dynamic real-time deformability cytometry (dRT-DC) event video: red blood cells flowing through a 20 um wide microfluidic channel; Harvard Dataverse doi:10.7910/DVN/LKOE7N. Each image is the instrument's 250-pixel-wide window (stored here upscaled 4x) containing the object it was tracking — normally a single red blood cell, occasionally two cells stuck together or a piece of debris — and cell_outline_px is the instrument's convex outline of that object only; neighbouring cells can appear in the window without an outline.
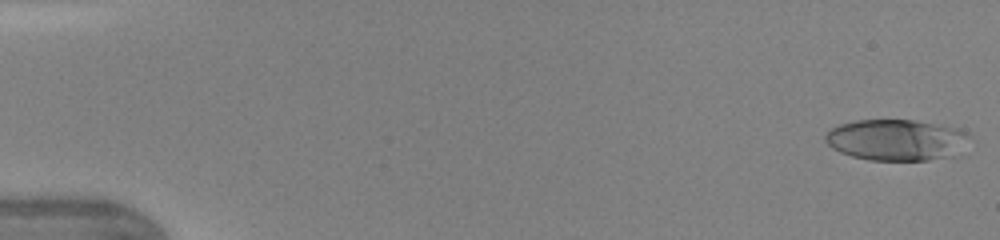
{"species": "human", "species_latin": "Homo sapiens", "temperature_condition": "warm", "stored_images_in_passage": 46, "camera_frame_rate_fps": 3000, "um_per_image_px": 0.085, "donor": {"sex": "female"}, "frame": {"image": 1, "passage_image": 1, "time_ms": 0.0, "image_size_px": [1000, 240], "cell_outline_px": [[972, 136], [944, 156], [928, 160], [868, 160], [852, 156], [840, 152], [832, 148], [824, 140], [824, 136], [832, 128], [840, 124], [856, 120], [916, 120], [960, 128], [968, 132]], "centroid_in_image_um": [76.09, 11.86], "position_along_channel_um": 8.9, "area_um2": 33.93}}
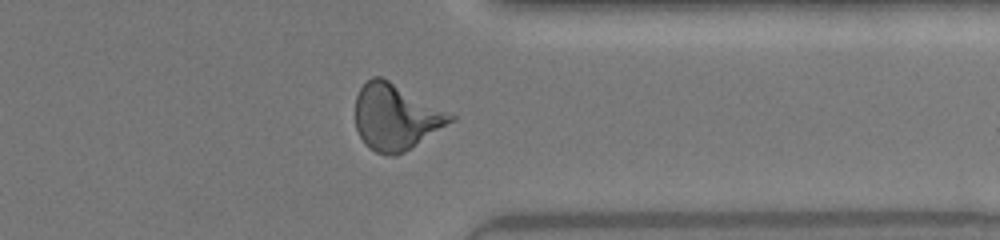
{"frame": {"image": 2, "passage_image": 37, "time_ms": 12.0, "image_size_px": [1000, 240], "cell_outline_px": [[456, 120], [404, 152], [396, 156], [388, 156], [376, 152], [368, 148], [364, 144], [356, 128], [356, 96], [360, 88], [372, 76], [380, 76], [388, 80], [456, 116]], "centroid_in_image_um": [33.63, 9.97], "position_along_channel_um": 377.8, "area_um2": 36.3}}
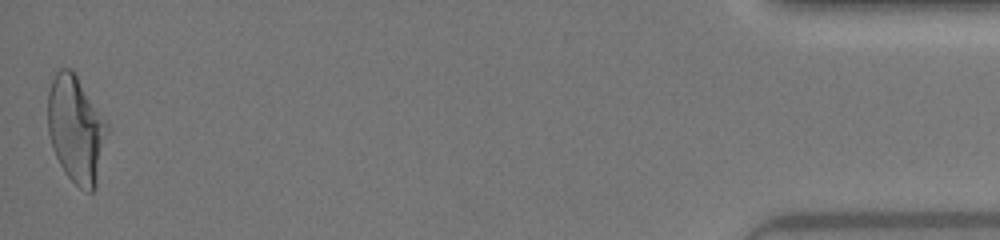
{"frame": {"image": 3, "passage_image": 46, "time_ms": 15.0, "image_size_px": [1000, 240], "cell_outline_px": [[108, 128], [96, 188], [92, 192], [88, 192], [80, 188], [64, 172], [52, 148], [48, 132], [48, 92], [52, 80], [56, 72], [60, 68], [72, 68], [76, 72], [108, 124]], "centroid_in_image_um": [6.46, 10.96], "position_along_channel_um": 428.7, "area_um2": 37.17}, "authors_computed_cell_mechanics": {"area_um2": 34.4199, "velocity_mm_per_s": 4.3723, "shape_relaxation_time_tau1_ms": 5.7348, "shape_relaxation_time_tau2_ms": 1.0464, "deformation_change_tau1": 0.2628, "deformation_change_tau2": 0.0947}}